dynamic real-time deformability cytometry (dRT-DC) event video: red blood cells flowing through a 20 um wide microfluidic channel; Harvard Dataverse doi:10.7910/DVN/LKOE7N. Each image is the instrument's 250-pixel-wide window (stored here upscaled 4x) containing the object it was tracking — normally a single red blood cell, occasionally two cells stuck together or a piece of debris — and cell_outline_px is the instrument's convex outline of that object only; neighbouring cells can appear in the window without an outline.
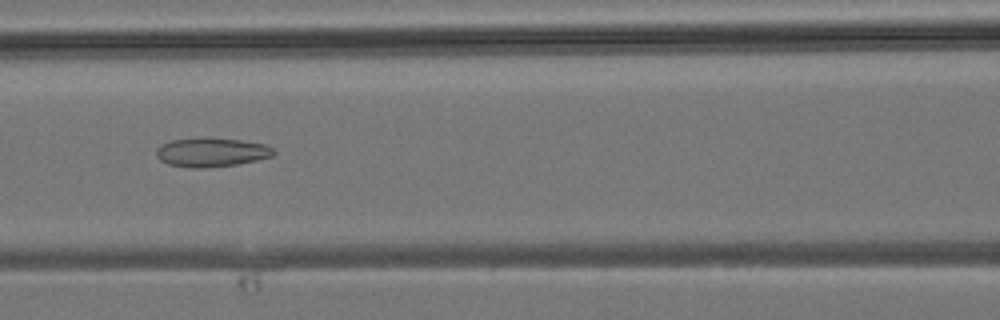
{"species": "common noctule bat (a hibernating species)", "species_latin": "Nyctalus noctula", "temperature_condition": "room temperature", "stored_images_in_passage": 38, "camera_frame_rate_fps": 3000, "um_per_image_px": 0.085, "animal": {"sex": "male", "body_mass_g": 19.2, "forearm_length_mm": 51.8}, "frame": {"image": 1, "passage_image": 18, "time_ms": 5.667, "image_size_px": [1000, 320], "cell_outline_px": [[276, 152], [272, 156], [256, 160], [236, 164], [204, 168], [192, 168], [168, 164], [160, 160], [156, 156], [156, 148], [160, 144], [172, 140], [240, 140], [264, 144], [272, 148]], "centroid_in_image_um": [17.95, 12.98], "position_along_channel_um": 148.6, "area_um2": 19.07}}
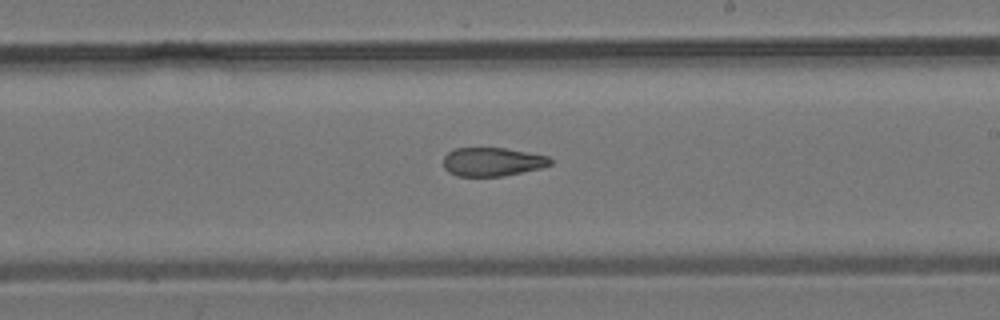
{"frame": {"image": 2, "passage_image": 24, "time_ms": 7.667, "image_size_px": [1000, 320], "cell_outline_px": [[552, 164], [540, 168], [504, 176], [456, 176], [448, 172], [444, 168], [444, 156], [448, 152], [456, 148], [504, 148], [548, 156], [552, 160]], "centroid_in_image_um": [41.83, 13.76], "position_along_channel_um": 247.2, "area_um2": 17.8}}
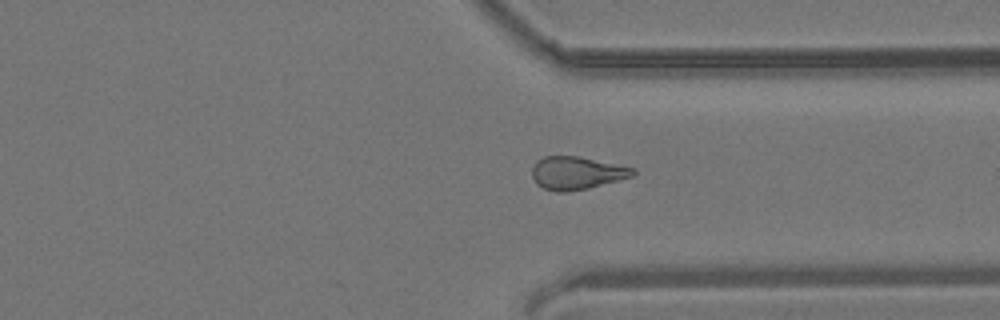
{"frame": {"image": 3, "passage_image": 31, "time_ms": 10.0, "image_size_px": [1000, 320], "cell_outline_px": [[636, 172], [632, 176], [588, 188], [564, 192], [556, 192], [544, 188], [536, 184], [532, 176], [532, 168], [536, 160], [544, 156], [580, 156], [636, 168]], "centroid_in_image_um": [49.0, 14.69], "position_along_channel_um": 362.4, "area_um2": 19.36}}